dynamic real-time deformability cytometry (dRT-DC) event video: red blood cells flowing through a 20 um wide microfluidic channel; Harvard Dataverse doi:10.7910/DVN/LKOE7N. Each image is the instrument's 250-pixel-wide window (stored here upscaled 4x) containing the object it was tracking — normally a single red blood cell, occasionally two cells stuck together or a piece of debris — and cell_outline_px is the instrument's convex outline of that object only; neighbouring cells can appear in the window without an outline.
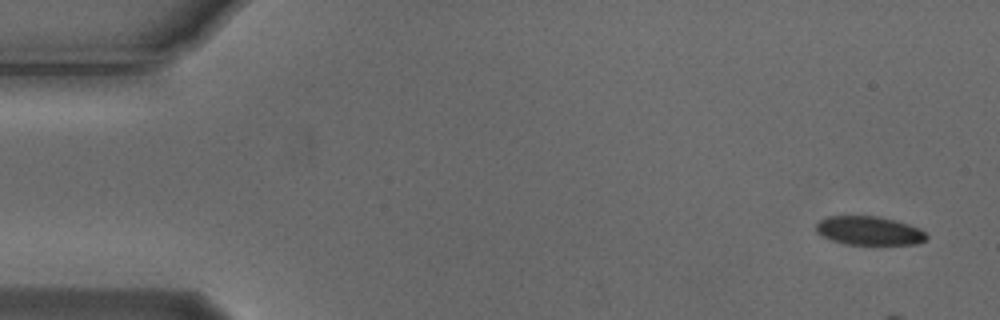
{"species": "Egyptian fruit bat (a non-hibernating species)", "species_latin": "Rousettus aegyptiacus", "temperature_condition": "cold", "stored_images_in_passage": 5, "camera_frame_rate_fps": 3000, "um_per_image_px": 0.085, "animal": {"sex": "male"}, "frame": {"image": 1, "passage_image": 1, "time_ms": 0.0, "image_size_px": [1000, 320], "cell_outline_px": [[928, 240], [916, 244], [844, 244], [820, 236], [816, 232], [816, 224], [820, 220], [828, 216], [876, 216], [908, 224], [920, 228], [928, 236]], "centroid_in_image_um": [73.86, 19.62], "position_along_channel_um": 11.1, "area_um2": 18.5}}